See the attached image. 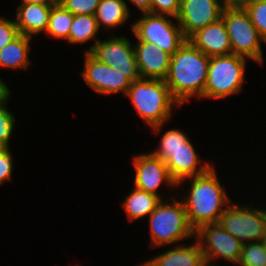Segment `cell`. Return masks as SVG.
<instances>
[{
	"instance_id": "10",
	"label": "cell",
	"mask_w": 266,
	"mask_h": 266,
	"mask_svg": "<svg viewBox=\"0 0 266 266\" xmlns=\"http://www.w3.org/2000/svg\"><path fill=\"white\" fill-rule=\"evenodd\" d=\"M195 238L198 240L206 260L213 262L218 258H224L230 263H238L243 244L219 223L201 226L195 231Z\"/></svg>"
},
{
	"instance_id": "11",
	"label": "cell",
	"mask_w": 266,
	"mask_h": 266,
	"mask_svg": "<svg viewBox=\"0 0 266 266\" xmlns=\"http://www.w3.org/2000/svg\"><path fill=\"white\" fill-rule=\"evenodd\" d=\"M82 77L101 95L122 92L125 96L132 83L121 71L99 62L90 53H85Z\"/></svg>"
},
{
	"instance_id": "36",
	"label": "cell",
	"mask_w": 266,
	"mask_h": 266,
	"mask_svg": "<svg viewBox=\"0 0 266 266\" xmlns=\"http://www.w3.org/2000/svg\"><path fill=\"white\" fill-rule=\"evenodd\" d=\"M209 263V264H208ZM200 266H217L216 265V263L213 261V264H212V261H211V263H210V261H208V260H204L201 264H200Z\"/></svg>"
},
{
	"instance_id": "2",
	"label": "cell",
	"mask_w": 266,
	"mask_h": 266,
	"mask_svg": "<svg viewBox=\"0 0 266 266\" xmlns=\"http://www.w3.org/2000/svg\"><path fill=\"white\" fill-rule=\"evenodd\" d=\"M189 180L190 193L182 202L191 227L196 231L203 225L219 223L231 200L219 182L214 167Z\"/></svg>"
},
{
	"instance_id": "27",
	"label": "cell",
	"mask_w": 266,
	"mask_h": 266,
	"mask_svg": "<svg viewBox=\"0 0 266 266\" xmlns=\"http://www.w3.org/2000/svg\"><path fill=\"white\" fill-rule=\"evenodd\" d=\"M5 105H0V144L9 148L10 137L15 127V118Z\"/></svg>"
},
{
	"instance_id": "17",
	"label": "cell",
	"mask_w": 266,
	"mask_h": 266,
	"mask_svg": "<svg viewBox=\"0 0 266 266\" xmlns=\"http://www.w3.org/2000/svg\"><path fill=\"white\" fill-rule=\"evenodd\" d=\"M52 6L54 5L21 3L17 7L15 20L19 33L32 37L46 32Z\"/></svg>"
},
{
	"instance_id": "20",
	"label": "cell",
	"mask_w": 266,
	"mask_h": 266,
	"mask_svg": "<svg viewBox=\"0 0 266 266\" xmlns=\"http://www.w3.org/2000/svg\"><path fill=\"white\" fill-rule=\"evenodd\" d=\"M160 201L161 199L158 196L134 187L132 192L124 199L122 206L128 220L135 221L150 215Z\"/></svg>"
},
{
	"instance_id": "14",
	"label": "cell",
	"mask_w": 266,
	"mask_h": 266,
	"mask_svg": "<svg viewBox=\"0 0 266 266\" xmlns=\"http://www.w3.org/2000/svg\"><path fill=\"white\" fill-rule=\"evenodd\" d=\"M133 165L134 187L139 190L154 194L162 200V195L157 191L162 183L165 182L170 187L177 186L170 177L166 163L152 153L134 155Z\"/></svg>"
},
{
	"instance_id": "5",
	"label": "cell",
	"mask_w": 266,
	"mask_h": 266,
	"mask_svg": "<svg viewBox=\"0 0 266 266\" xmlns=\"http://www.w3.org/2000/svg\"><path fill=\"white\" fill-rule=\"evenodd\" d=\"M246 60L236 54L210 57L204 98L223 99L239 93L245 80Z\"/></svg>"
},
{
	"instance_id": "29",
	"label": "cell",
	"mask_w": 266,
	"mask_h": 266,
	"mask_svg": "<svg viewBox=\"0 0 266 266\" xmlns=\"http://www.w3.org/2000/svg\"><path fill=\"white\" fill-rule=\"evenodd\" d=\"M151 13L157 15H167L171 18L178 17L181 0H150Z\"/></svg>"
},
{
	"instance_id": "24",
	"label": "cell",
	"mask_w": 266,
	"mask_h": 266,
	"mask_svg": "<svg viewBox=\"0 0 266 266\" xmlns=\"http://www.w3.org/2000/svg\"><path fill=\"white\" fill-rule=\"evenodd\" d=\"M238 265L266 266V247L263 241L243 244Z\"/></svg>"
},
{
	"instance_id": "1",
	"label": "cell",
	"mask_w": 266,
	"mask_h": 266,
	"mask_svg": "<svg viewBox=\"0 0 266 266\" xmlns=\"http://www.w3.org/2000/svg\"><path fill=\"white\" fill-rule=\"evenodd\" d=\"M209 61L210 57L188 40L171 56L164 81L180 105L195 95L204 99Z\"/></svg>"
},
{
	"instance_id": "28",
	"label": "cell",
	"mask_w": 266,
	"mask_h": 266,
	"mask_svg": "<svg viewBox=\"0 0 266 266\" xmlns=\"http://www.w3.org/2000/svg\"><path fill=\"white\" fill-rule=\"evenodd\" d=\"M189 140L187 135L178 129L166 131L160 139V147L156 151H175Z\"/></svg>"
},
{
	"instance_id": "21",
	"label": "cell",
	"mask_w": 266,
	"mask_h": 266,
	"mask_svg": "<svg viewBox=\"0 0 266 266\" xmlns=\"http://www.w3.org/2000/svg\"><path fill=\"white\" fill-rule=\"evenodd\" d=\"M129 17L130 11L124 0H101L95 12L99 29L102 24L107 30L113 29L127 22Z\"/></svg>"
},
{
	"instance_id": "32",
	"label": "cell",
	"mask_w": 266,
	"mask_h": 266,
	"mask_svg": "<svg viewBox=\"0 0 266 266\" xmlns=\"http://www.w3.org/2000/svg\"><path fill=\"white\" fill-rule=\"evenodd\" d=\"M224 9L245 8L253 0H220Z\"/></svg>"
},
{
	"instance_id": "4",
	"label": "cell",
	"mask_w": 266,
	"mask_h": 266,
	"mask_svg": "<svg viewBox=\"0 0 266 266\" xmlns=\"http://www.w3.org/2000/svg\"><path fill=\"white\" fill-rule=\"evenodd\" d=\"M168 204L161 200L149 215L151 246L158 247L177 243L195 236L182 201L173 198Z\"/></svg>"
},
{
	"instance_id": "38",
	"label": "cell",
	"mask_w": 266,
	"mask_h": 266,
	"mask_svg": "<svg viewBox=\"0 0 266 266\" xmlns=\"http://www.w3.org/2000/svg\"><path fill=\"white\" fill-rule=\"evenodd\" d=\"M263 243L265 244V247H266V233H265L264 238H263Z\"/></svg>"
},
{
	"instance_id": "22",
	"label": "cell",
	"mask_w": 266,
	"mask_h": 266,
	"mask_svg": "<svg viewBox=\"0 0 266 266\" xmlns=\"http://www.w3.org/2000/svg\"><path fill=\"white\" fill-rule=\"evenodd\" d=\"M99 31L95 15H74L67 41L70 44H81L95 38L96 44Z\"/></svg>"
},
{
	"instance_id": "26",
	"label": "cell",
	"mask_w": 266,
	"mask_h": 266,
	"mask_svg": "<svg viewBox=\"0 0 266 266\" xmlns=\"http://www.w3.org/2000/svg\"><path fill=\"white\" fill-rule=\"evenodd\" d=\"M101 0H59V3L73 15H95Z\"/></svg>"
},
{
	"instance_id": "9",
	"label": "cell",
	"mask_w": 266,
	"mask_h": 266,
	"mask_svg": "<svg viewBox=\"0 0 266 266\" xmlns=\"http://www.w3.org/2000/svg\"><path fill=\"white\" fill-rule=\"evenodd\" d=\"M85 53H90L99 62L118 69L131 82L140 79L134 46L124 36L99 40Z\"/></svg>"
},
{
	"instance_id": "18",
	"label": "cell",
	"mask_w": 266,
	"mask_h": 266,
	"mask_svg": "<svg viewBox=\"0 0 266 266\" xmlns=\"http://www.w3.org/2000/svg\"><path fill=\"white\" fill-rule=\"evenodd\" d=\"M189 246L175 245L168 251L153 257L140 266H200L205 260L197 239Z\"/></svg>"
},
{
	"instance_id": "19",
	"label": "cell",
	"mask_w": 266,
	"mask_h": 266,
	"mask_svg": "<svg viewBox=\"0 0 266 266\" xmlns=\"http://www.w3.org/2000/svg\"><path fill=\"white\" fill-rule=\"evenodd\" d=\"M31 37L20 34L0 50V67L28 69Z\"/></svg>"
},
{
	"instance_id": "8",
	"label": "cell",
	"mask_w": 266,
	"mask_h": 266,
	"mask_svg": "<svg viewBox=\"0 0 266 266\" xmlns=\"http://www.w3.org/2000/svg\"><path fill=\"white\" fill-rule=\"evenodd\" d=\"M219 224L242 244L263 241L266 233V209L230 204Z\"/></svg>"
},
{
	"instance_id": "37",
	"label": "cell",
	"mask_w": 266,
	"mask_h": 266,
	"mask_svg": "<svg viewBox=\"0 0 266 266\" xmlns=\"http://www.w3.org/2000/svg\"><path fill=\"white\" fill-rule=\"evenodd\" d=\"M4 149L5 147L2 144H0V152H2Z\"/></svg>"
},
{
	"instance_id": "16",
	"label": "cell",
	"mask_w": 266,
	"mask_h": 266,
	"mask_svg": "<svg viewBox=\"0 0 266 266\" xmlns=\"http://www.w3.org/2000/svg\"><path fill=\"white\" fill-rule=\"evenodd\" d=\"M188 41L209 57L232 54L229 35L222 18L194 33Z\"/></svg>"
},
{
	"instance_id": "23",
	"label": "cell",
	"mask_w": 266,
	"mask_h": 266,
	"mask_svg": "<svg viewBox=\"0 0 266 266\" xmlns=\"http://www.w3.org/2000/svg\"><path fill=\"white\" fill-rule=\"evenodd\" d=\"M73 17L60 3L52 6L46 33L56 39L68 40Z\"/></svg>"
},
{
	"instance_id": "34",
	"label": "cell",
	"mask_w": 266,
	"mask_h": 266,
	"mask_svg": "<svg viewBox=\"0 0 266 266\" xmlns=\"http://www.w3.org/2000/svg\"><path fill=\"white\" fill-rule=\"evenodd\" d=\"M142 13H151L150 0H130Z\"/></svg>"
},
{
	"instance_id": "35",
	"label": "cell",
	"mask_w": 266,
	"mask_h": 266,
	"mask_svg": "<svg viewBox=\"0 0 266 266\" xmlns=\"http://www.w3.org/2000/svg\"><path fill=\"white\" fill-rule=\"evenodd\" d=\"M22 3H34L41 5H56L59 3V0H22Z\"/></svg>"
},
{
	"instance_id": "25",
	"label": "cell",
	"mask_w": 266,
	"mask_h": 266,
	"mask_svg": "<svg viewBox=\"0 0 266 266\" xmlns=\"http://www.w3.org/2000/svg\"><path fill=\"white\" fill-rule=\"evenodd\" d=\"M244 9L266 43V0H253Z\"/></svg>"
},
{
	"instance_id": "15",
	"label": "cell",
	"mask_w": 266,
	"mask_h": 266,
	"mask_svg": "<svg viewBox=\"0 0 266 266\" xmlns=\"http://www.w3.org/2000/svg\"><path fill=\"white\" fill-rule=\"evenodd\" d=\"M134 45L137 67L141 78L165 80L171 55L153 43L137 40Z\"/></svg>"
},
{
	"instance_id": "12",
	"label": "cell",
	"mask_w": 266,
	"mask_h": 266,
	"mask_svg": "<svg viewBox=\"0 0 266 266\" xmlns=\"http://www.w3.org/2000/svg\"><path fill=\"white\" fill-rule=\"evenodd\" d=\"M220 0H181L176 21L188 40L194 33L222 17Z\"/></svg>"
},
{
	"instance_id": "31",
	"label": "cell",
	"mask_w": 266,
	"mask_h": 266,
	"mask_svg": "<svg viewBox=\"0 0 266 266\" xmlns=\"http://www.w3.org/2000/svg\"><path fill=\"white\" fill-rule=\"evenodd\" d=\"M12 169V154L9 148H5L0 152V185L6 180H11Z\"/></svg>"
},
{
	"instance_id": "6",
	"label": "cell",
	"mask_w": 266,
	"mask_h": 266,
	"mask_svg": "<svg viewBox=\"0 0 266 266\" xmlns=\"http://www.w3.org/2000/svg\"><path fill=\"white\" fill-rule=\"evenodd\" d=\"M221 18L229 35L232 54L244 56L258 64H263L261 43H265V41L245 9H224Z\"/></svg>"
},
{
	"instance_id": "30",
	"label": "cell",
	"mask_w": 266,
	"mask_h": 266,
	"mask_svg": "<svg viewBox=\"0 0 266 266\" xmlns=\"http://www.w3.org/2000/svg\"><path fill=\"white\" fill-rule=\"evenodd\" d=\"M20 35L15 21L0 18V50Z\"/></svg>"
},
{
	"instance_id": "13",
	"label": "cell",
	"mask_w": 266,
	"mask_h": 266,
	"mask_svg": "<svg viewBox=\"0 0 266 266\" xmlns=\"http://www.w3.org/2000/svg\"><path fill=\"white\" fill-rule=\"evenodd\" d=\"M154 156L166 163L170 177L180 186L186 179L205 173L211 164H200L193 144L187 140L175 151H153ZM200 164V166L198 165Z\"/></svg>"
},
{
	"instance_id": "33",
	"label": "cell",
	"mask_w": 266,
	"mask_h": 266,
	"mask_svg": "<svg viewBox=\"0 0 266 266\" xmlns=\"http://www.w3.org/2000/svg\"><path fill=\"white\" fill-rule=\"evenodd\" d=\"M10 96V90L6 83L0 78V105H4L8 102Z\"/></svg>"
},
{
	"instance_id": "7",
	"label": "cell",
	"mask_w": 266,
	"mask_h": 266,
	"mask_svg": "<svg viewBox=\"0 0 266 266\" xmlns=\"http://www.w3.org/2000/svg\"><path fill=\"white\" fill-rule=\"evenodd\" d=\"M141 14L131 27L139 41L153 43L171 56L187 41L178 22L169 20L171 16Z\"/></svg>"
},
{
	"instance_id": "3",
	"label": "cell",
	"mask_w": 266,
	"mask_h": 266,
	"mask_svg": "<svg viewBox=\"0 0 266 266\" xmlns=\"http://www.w3.org/2000/svg\"><path fill=\"white\" fill-rule=\"evenodd\" d=\"M125 96L141 119L159 133L163 124L172 116V107L181 105L173 98L164 80L140 78L131 83Z\"/></svg>"
}]
</instances>
